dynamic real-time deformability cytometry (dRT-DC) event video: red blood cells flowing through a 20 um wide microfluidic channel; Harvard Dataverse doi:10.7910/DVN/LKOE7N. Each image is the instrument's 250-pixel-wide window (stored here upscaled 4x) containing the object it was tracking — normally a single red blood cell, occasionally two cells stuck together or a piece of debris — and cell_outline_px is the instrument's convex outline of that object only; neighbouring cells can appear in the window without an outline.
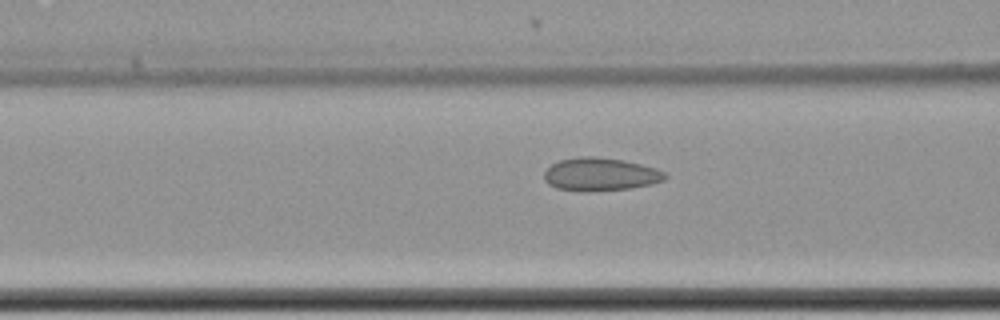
{"species": "common noctule bat (a hibernating species)", "species_latin": "Nyctalus noctula", "temperature_condition": "cold", "stored_images_in_passage": 45, "camera_frame_rate_fps": 3000, "um_per_image_px": 0.085, "animal": {"sex": "female", "body_mass_g": 22.7, "forearm_length_mm": 54.2}, "frame": {"image": 1, "passage_image": 20, "time_ms": 6.333, "image_size_px": [1000, 320], "cell_outline_px": [[668, 176], [664, 180], [652, 184], [628, 188], [584, 192], [556, 188], [548, 184], [544, 180], [544, 172], [552, 164], [560, 160], [580, 156], [592, 156], [624, 160], [656, 168], [664, 172]], "centroid_in_image_um": [51.02, 14.82], "position_along_channel_um": 115.6, "area_um2": 23.29}}
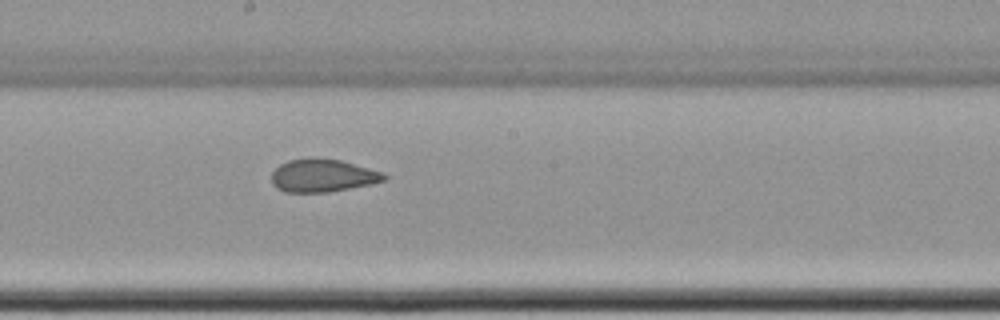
{"frame": {"image": 2, "passage_image": 29, "time_ms": 9.333, "image_size_px": [1000, 320], "cell_outline_px": [[388, 180], [372, 184], [328, 192], [284, 192], [276, 188], [272, 184], [272, 172], [280, 164], [288, 160], [308, 156], [312, 156], [340, 160], [384, 172], [388, 176]], "centroid_in_image_um": [27.44, 14.91], "position_along_channel_um": 220.8, "area_um2": 22.02}}
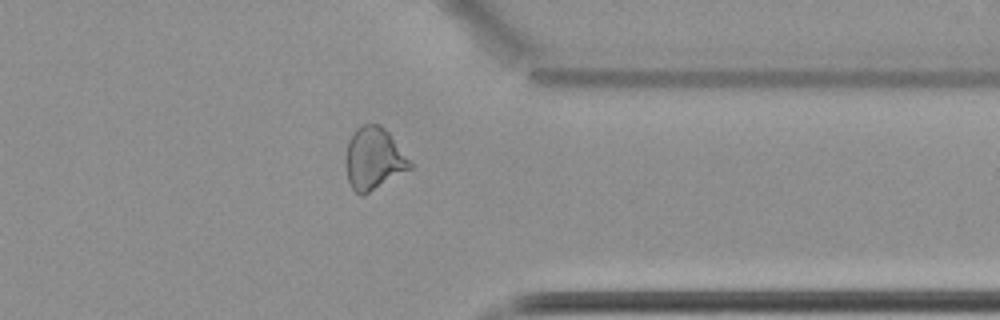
{"frame": {"image": 3, "passage_image": 43, "time_ms": 14.0, "image_size_px": [1000, 320], "cell_outline_px": [[416, 164], [412, 168], [364, 196], [360, 196], [352, 188], [348, 180], [344, 164], [344, 160], [348, 140], [352, 132], [356, 128], [364, 124], [380, 124], [388, 132]], "centroid_in_image_um": [31.78, 13.5], "position_along_channel_um": 379.6, "area_um2": 23.99}}